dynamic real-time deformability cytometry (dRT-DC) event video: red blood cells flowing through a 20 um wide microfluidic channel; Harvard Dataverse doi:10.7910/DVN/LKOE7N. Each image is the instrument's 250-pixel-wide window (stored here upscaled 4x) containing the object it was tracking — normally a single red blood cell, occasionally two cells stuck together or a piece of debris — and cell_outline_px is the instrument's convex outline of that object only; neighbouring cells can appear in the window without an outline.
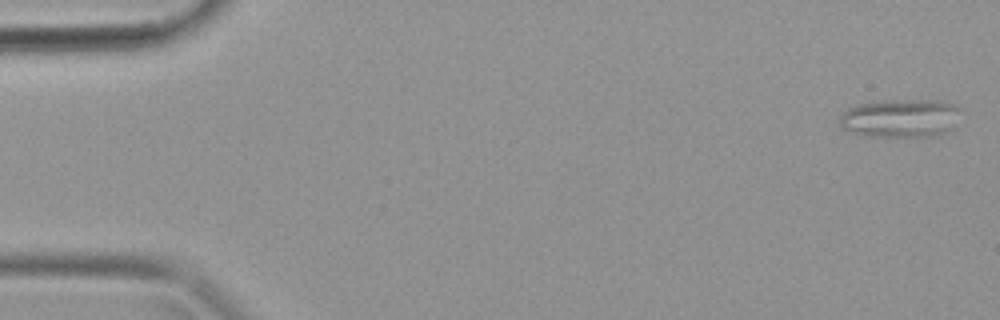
{"species": "common noctule bat (a hibernating species)", "species_latin": "Nyctalus noctula", "temperature_condition": "warm", "stored_images_in_passage": 38, "camera_frame_rate_fps": 3000, "um_per_image_px": 0.085, "animal": {"sex": "female", "body_mass_g": 19.9}, "frame": {"image": 1, "passage_image": 1, "time_ms": 0.0, "image_size_px": [1000, 320], "cell_outline_px": [[956, 108], [952, 128], [948, 132], [924, 136], [860, 136], [844, 128], [840, 124], [840, 116], [848, 108], [860, 104], [884, 100], [932, 100], [952, 104]], "centroid_in_image_um": [76.44, 10.05], "position_along_channel_um": 8.6, "area_um2": 26.36}}
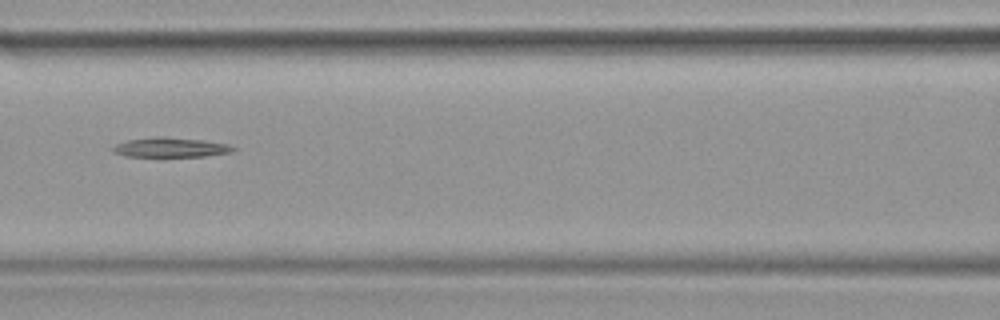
{"frame": {"image": 2, "passage_image": 17, "time_ms": 5.333, "image_size_px": [1000, 320], "cell_outline_px": [[236, 148], [232, 152], [204, 156], [160, 160], [124, 156], [112, 152], [112, 148], [116, 144], [128, 140], [156, 136], [160, 136], [200, 140], [228, 144]], "centroid_in_image_um": [14.42, 12.59], "position_along_channel_um": 152.2, "area_um2": 14.74}}
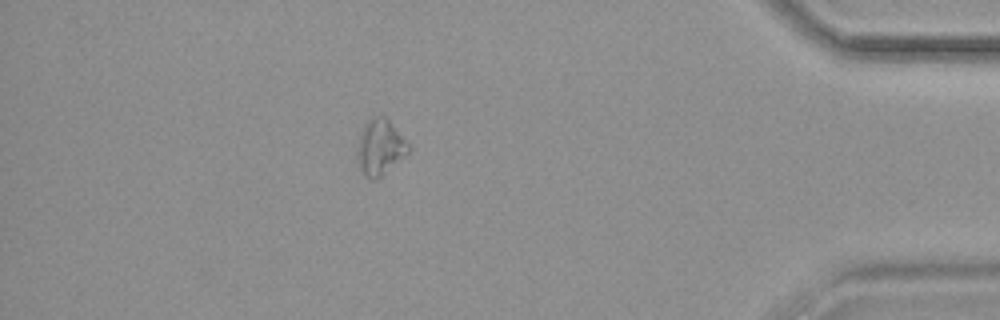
{"frame": {"image": 3, "passage_image": 34, "time_ms": 11.0, "image_size_px": [1000, 320], "cell_outline_px": [[412, 152], [376, 180], [372, 180], [364, 176], [356, 160], [356, 148], [364, 124], [368, 116], [384, 116], [388, 120], [412, 148]], "centroid_in_image_um": [32.3, 12.54], "position_along_channel_um": 402.9, "area_um2": 16.99}}